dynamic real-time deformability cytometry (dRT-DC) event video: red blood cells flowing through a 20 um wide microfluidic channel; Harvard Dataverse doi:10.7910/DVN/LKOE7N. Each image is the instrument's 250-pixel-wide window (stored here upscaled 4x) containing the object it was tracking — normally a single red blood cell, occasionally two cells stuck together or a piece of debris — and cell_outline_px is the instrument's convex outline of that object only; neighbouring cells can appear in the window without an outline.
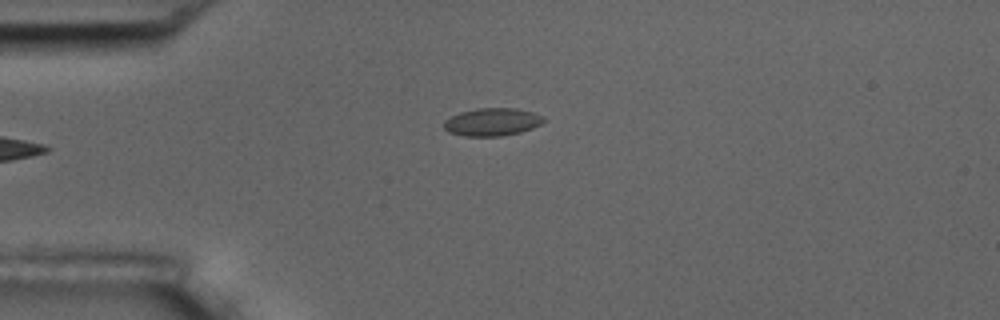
{"species": "common noctule bat (a hibernating species)", "species_latin": "Nyctalus noctula", "temperature_condition": "room temperature", "stored_images_in_passage": 4, "camera_frame_rate_fps": 3000, "um_per_image_px": 0.085, "animal": {"sex": "male", "body_mass_g": 17.5, "forearm_length_mm": 52.3}, "frame": {"image": 1, "passage_image": 4, "time_ms": 1.0, "image_size_px": [1000, 320], "cell_outline_px": [[544, 120], [540, 124], [532, 128], [520, 132], [500, 136], [464, 136], [448, 132], [444, 128], [444, 120], [460, 112], [476, 108], [516, 108], [532, 112], [544, 116]], "centroid_in_image_um": [41.82, 10.36], "position_along_channel_um": 43.2, "area_um2": 16.13}}